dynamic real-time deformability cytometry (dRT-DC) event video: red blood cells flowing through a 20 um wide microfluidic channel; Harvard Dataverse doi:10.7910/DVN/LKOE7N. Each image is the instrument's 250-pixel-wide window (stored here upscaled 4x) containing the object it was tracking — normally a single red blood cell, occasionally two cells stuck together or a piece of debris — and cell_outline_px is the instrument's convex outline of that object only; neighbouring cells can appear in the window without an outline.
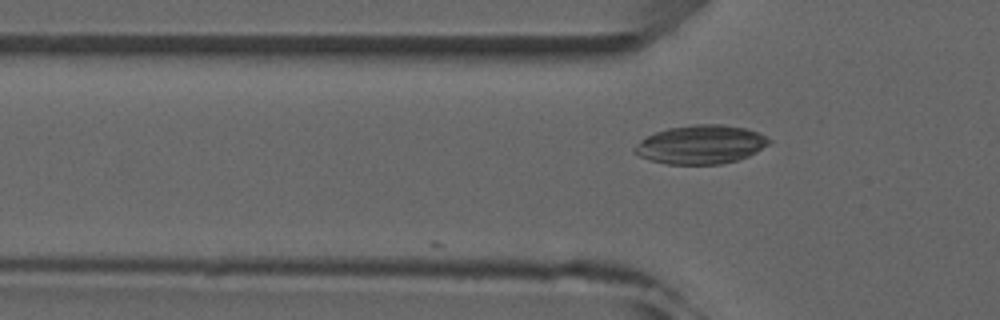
{"species": "common noctule bat (a hibernating species)", "species_latin": "Nyctalus noctula", "temperature_condition": "room temperature", "stored_images_in_passage": 6, "camera_frame_rate_fps": 3000, "um_per_image_px": 0.085, "animal": {"sex": "male", "forearm_length_mm": 52.5}, "frame": {"image": 1, "passage_image": 6, "time_ms": 7.333, "image_size_px": [1000, 320], "cell_outline_px": [[772, 140], [768, 144], [756, 152], [748, 156], [736, 160], [720, 164], [668, 164], [652, 160], [640, 156], [632, 152], [632, 148], [640, 140], [656, 132], [668, 128], [692, 124], [724, 124], [744, 128], [768, 136]], "centroid_in_image_um": [59.56, 12.28], "position_along_channel_um": 66.2, "area_um2": 30.29}}